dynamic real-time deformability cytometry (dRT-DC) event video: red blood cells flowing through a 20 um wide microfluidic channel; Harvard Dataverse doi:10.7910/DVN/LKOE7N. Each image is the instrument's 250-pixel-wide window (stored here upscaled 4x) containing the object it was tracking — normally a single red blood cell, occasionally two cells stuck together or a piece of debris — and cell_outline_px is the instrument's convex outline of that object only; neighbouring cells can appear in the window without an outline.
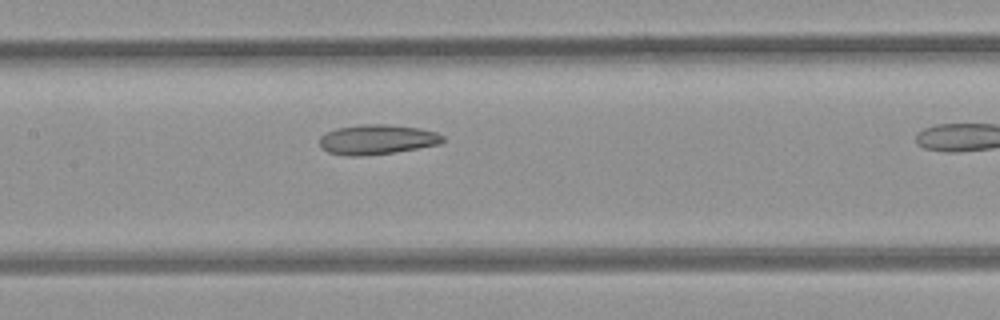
{"species": "common noctule bat (a hibernating species)", "species_latin": "Nyctalus noctula", "temperature_condition": "room temperature", "stored_images_in_passage": 5, "camera_frame_rate_fps": 3000, "um_per_image_px": 0.085, "animal": {"sex": "female", "body_mass_g": 21.9}, "frame": {"image": 1, "passage_image": 4, "time_ms": 1.0, "image_size_px": [1000, 320], "cell_outline_px": [[444, 140], [440, 144], [396, 152], [356, 156], [348, 156], [328, 152], [320, 144], [320, 136], [324, 132], [336, 128], [360, 124], [388, 124], [420, 128], [436, 132], [444, 136]], "centroid_in_image_um": [32.05, 11.84], "position_along_channel_um": 175.3, "area_um2": 21.5}}